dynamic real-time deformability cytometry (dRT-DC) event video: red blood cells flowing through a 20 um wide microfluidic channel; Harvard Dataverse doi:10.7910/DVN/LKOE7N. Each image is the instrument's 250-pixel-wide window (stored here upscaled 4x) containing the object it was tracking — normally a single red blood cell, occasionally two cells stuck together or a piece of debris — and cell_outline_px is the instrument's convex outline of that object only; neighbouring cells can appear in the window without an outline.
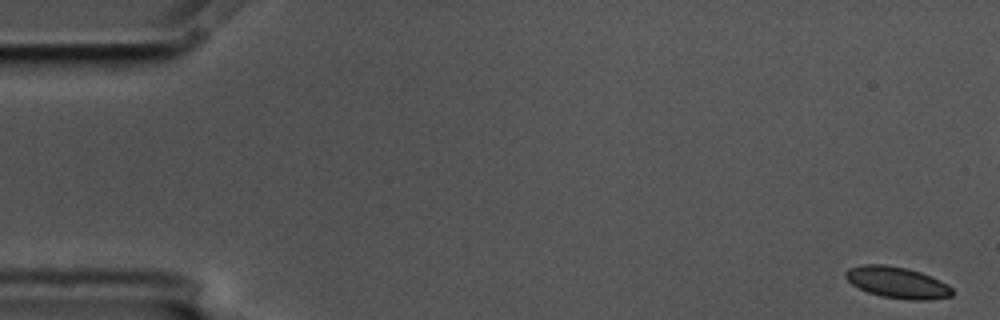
{"species": "common noctule bat (a hibernating species)", "species_latin": "Nyctalus noctula", "temperature_condition": "cold", "stored_images_in_passage": 57, "camera_frame_rate_fps": 3000, "um_per_image_px": 0.085, "animal": {"sex": "male", "body_mass_g": 17.5, "forearm_length_mm": 52.3}, "frame": {"image": 1, "passage_image": 1, "time_ms": 0.0, "image_size_px": [1000, 320], "cell_outline_px": [[952, 296], [928, 300], [912, 300], [880, 296], [868, 292], [852, 284], [844, 276], [844, 272], [848, 268], [860, 264], [884, 264], [904, 268], [920, 272], [948, 284], [952, 288]], "centroid_in_image_um": [76.24, 24.01], "position_along_channel_um": 8.8, "area_um2": 19.42}}
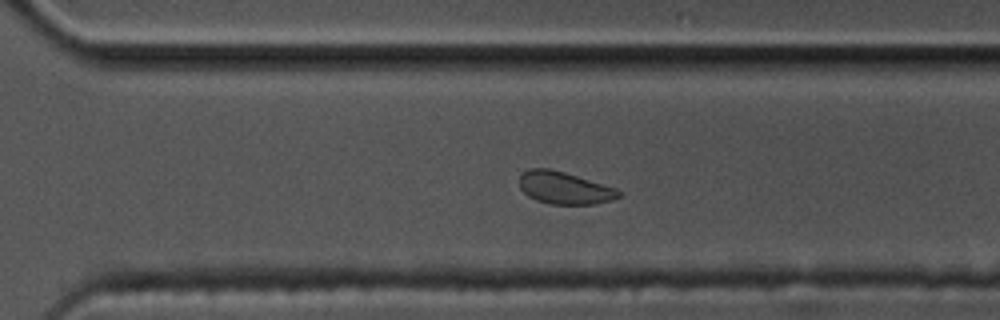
{"frame": {"image": 2, "passage_image": 39, "time_ms": 12.667, "image_size_px": [1000, 320], "cell_outline_px": [[624, 192], [620, 196], [612, 200], [596, 204], [552, 204], [536, 200], [528, 196], [520, 188], [520, 176], [528, 168], [552, 168], [616, 188]], "centroid_in_image_um": [48.0, 15.97], "position_along_channel_um": 322.6, "area_um2": 18.79}}
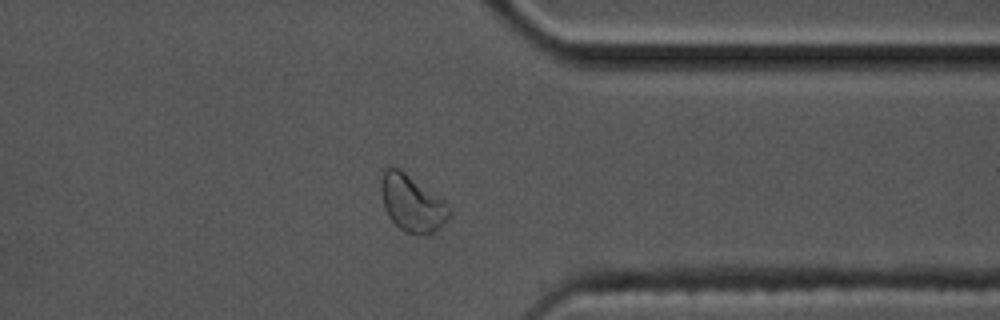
{"frame": {"image": 3, "passage_image": 44, "time_ms": 14.333, "image_size_px": [1000, 320], "cell_outline_px": [[452, 216], [444, 224], [428, 236], [424, 236], [404, 232], [388, 216], [384, 208], [380, 192], [380, 180], [384, 168], [392, 164], [400, 168], [440, 200], [452, 212]], "centroid_in_image_um": [34.96, 17.29], "position_along_channel_um": 376.4, "area_um2": 22.48}, "authors_computed_cell_mechanics": {"area_um2": 19.4208, "velocity_mm_per_s": 3.5408, "shape_relaxation_time_tau1_ms": 5.9462, "shape_relaxation_time_tau2_ms": 3.8318, "deformation_change_tau1": 0.0747, "deformation_change_tau2": 0.0716}}